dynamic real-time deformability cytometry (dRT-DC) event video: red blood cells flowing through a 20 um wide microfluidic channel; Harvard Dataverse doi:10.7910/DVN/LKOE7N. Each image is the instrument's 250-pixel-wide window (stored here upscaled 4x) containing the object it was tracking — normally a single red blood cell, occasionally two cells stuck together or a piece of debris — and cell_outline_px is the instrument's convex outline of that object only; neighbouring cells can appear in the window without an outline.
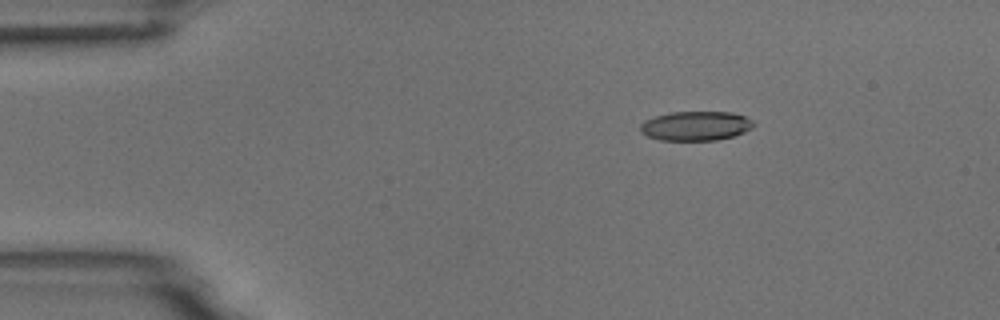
{"species": "common noctule bat (a hibernating species)", "species_latin": "Nyctalus noctula", "temperature_condition": "room temperature", "stored_images_in_passage": 5, "camera_frame_rate_fps": 3000, "um_per_image_px": 0.085, "animal": {"sex": "male", "body_mass_g": 18.8}, "frame": {"image": 1, "passage_image": 3, "time_ms": 2.333, "image_size_px": [1000, 320], "cell_outline_px": [[756, 124], [752, 128], [744, 132], [732, 136], [716, 140], [660, 140], [648, 136], [640, 132], [640, 124], [644, 120], [652, 116], [668, 112], [732, 112], [744, 116], [752, 120]], "centroid_in_image_um": [59.11, 10.69], "position_along_channel_um": 25.9, "area_um2": 19.54}}